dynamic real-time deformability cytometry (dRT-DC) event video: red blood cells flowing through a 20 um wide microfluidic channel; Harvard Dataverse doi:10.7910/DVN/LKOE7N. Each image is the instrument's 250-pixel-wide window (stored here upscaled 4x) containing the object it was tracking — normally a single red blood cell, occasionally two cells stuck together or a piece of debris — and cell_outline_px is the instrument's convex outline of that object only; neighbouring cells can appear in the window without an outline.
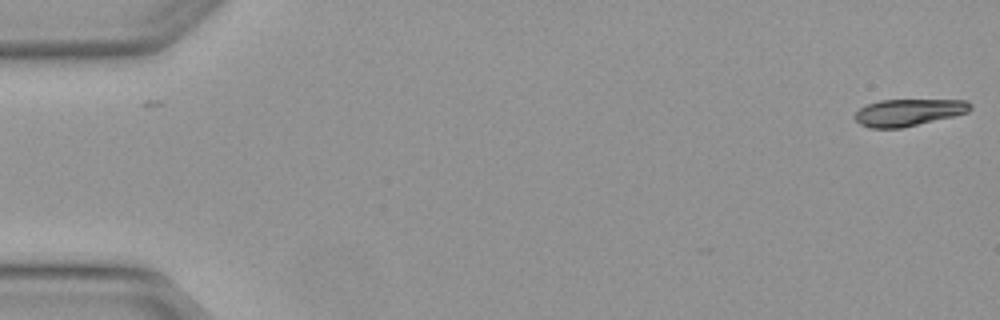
{"species": "Egyptian fruit bat (a non-hibernating species)", "species_latin": "Rousettus aegyptiacus", "temperature_condition": "warm", "stored_images_in_passage": 5, "camera_frame_rate_fps": 3000, "um_per_image_px": 0.085, "animal": {"sex": "female"}, "frame": {"image": 1, "passage_image": 1, "time_ms": 0.0, "image_size_px": [1000, 320], "cell_outline_px": [[972, 108], [968, 112], [952, 116], [900, 128], [868, 128], [860, 124], [852, 116], [860, 108], [868, 104], [880, 100], [968, 100], [972, 104]], "centroid_in_image_um": [77.2, 9.55], "position_along_channel_um": 7.8, "area_um2": 18.03}}
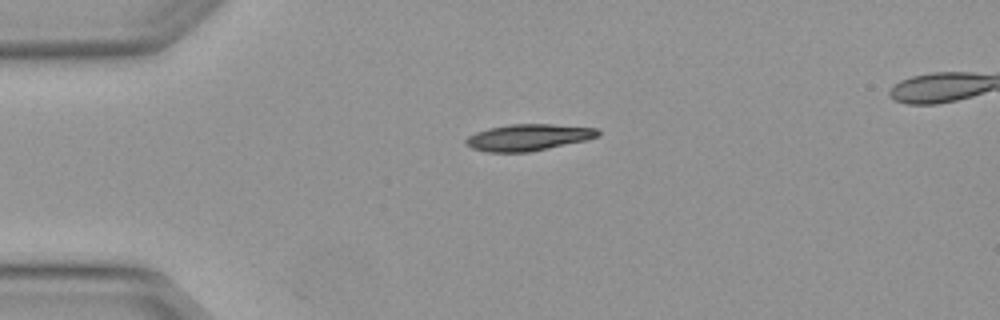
{"frame": {"image": 2, "passage_image": 4, "time_ms": 1.0, "image_size_px": [1000, 320], "cell_outline_px": [[600, 136], [584, 140], [548, 148], [528, 152], [488, 152], [472, 148], [464, 144], [464, 140], [468, 136], [476, 132], [488, 128], [512, 124], [552, 124], [600, 128]], "centroid_in_image_um": [44.89, 11.67], "position_along_channel_um": 40.1, "area_um2": 20.4}}